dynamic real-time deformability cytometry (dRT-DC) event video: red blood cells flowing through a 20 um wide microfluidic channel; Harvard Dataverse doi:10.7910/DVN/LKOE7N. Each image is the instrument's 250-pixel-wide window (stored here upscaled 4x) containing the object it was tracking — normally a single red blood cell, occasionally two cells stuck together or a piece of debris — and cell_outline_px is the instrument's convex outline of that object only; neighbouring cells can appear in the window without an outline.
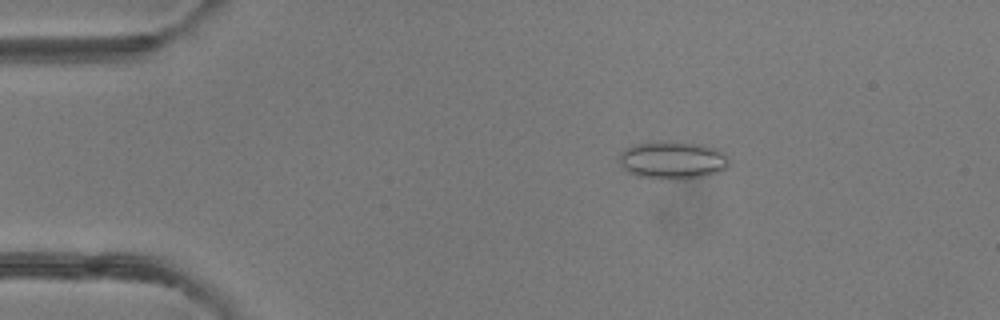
{"species": "common noctule bat (a hibernating species)", "species_latin": "Nyctalus noctula", "temperature_condition": "room temperature", "stored_images_in_passage": 8, "camera_frame_rate_fps": 3000, "um_per_image_px": 0.085, "animal": {"sex": "female"}, "frame": {"image": 1, "passage_image": 3, "time_ms": 2.333, "image_size_px": [1000, 320], "cell_outline_px": [[728, 168], [720, 172], [708, 176], [688, 180], [668, 180], [636, 176], [628, 172], [620, 164], [620, 152], [624, 148], [636, 144], [696, 144], [712, 148], [720, 152], [728, 160]], "centroid_in_image_um": [57.16, 13.7], "position_along_channel_um": 27.8, "area_um2": 23.58}}
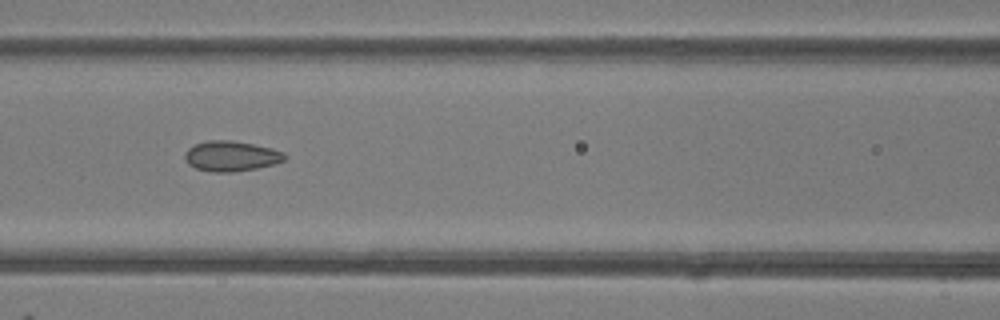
{"frame": {"image": 2, "passage_image": 7, "time_ms": 6.667, "image_size_px": [1000, 320], "cell_outline_px": [[288, 156], [284, 160], [276, 164], [256, 168], [232, 172], [212, 172], [196, 168], [188, 164], [184, 160], [184, 152], [188, 148], [196, 144], [208, 140], [232, 140], [272, 148], [284, 152]], "centroid_in_image_um": [19.65, 13.27], "position_along_channel_um": 147.0, "area_um2": 17.74}}
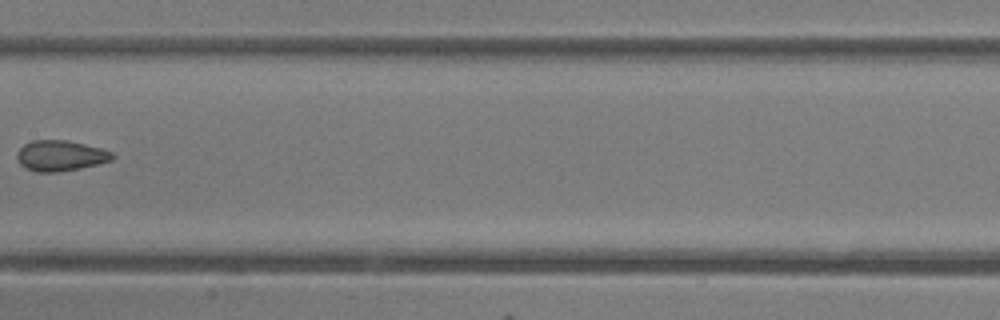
{"frame": {"image": 3, "passage_image": 8, "time_ms": 8.0, "image_size_px": [1000, 320], "cell_outline_px": [[116, 156], [112, 160], [80, 168], [60, 172], [36, 172], [24, 168], [16, 160], [16, 152], [24, 144], [32, 140], [68, 140], [100, 148], [112, 152]], "centroid_in_image_um": [5.1, 13.24], "position_along_channel_um": 202.3, "area_um2": 17.17}}